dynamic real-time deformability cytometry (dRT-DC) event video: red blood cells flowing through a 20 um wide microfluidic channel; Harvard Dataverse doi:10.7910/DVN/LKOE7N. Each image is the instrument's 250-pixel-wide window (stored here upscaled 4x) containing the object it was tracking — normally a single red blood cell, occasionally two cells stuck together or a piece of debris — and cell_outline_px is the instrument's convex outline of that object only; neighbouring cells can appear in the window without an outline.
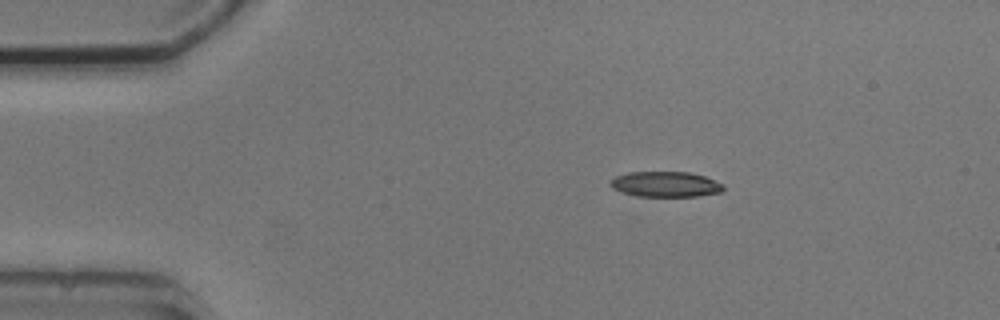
{"species": "common noctule bat (a hibernating species)", "species_latin": "Nyctalus noctula", "temperature_condition": "cold", "stored_images_in_passage": 3, "camera_frame_rate_fps": 3000, "um_per_image_px": 0.085, "animal": {"sex": "male", "body_mass_g": 20.5, "forearm_length_mm": 52.5}, "frame": {"image": 1, "passage_image": 1, "time_ms": 0.0, "image_size_px": [1000, 320], "cell_outline_px": [[724, 188], [720, 192], [696, 196], [636, 196], [612, 188], [608, 184], [608, 180], [616, 176], [628, 172], [688, 172], [704, 176], [724, 184]], "centroid_in_image_um": [56.53, 15.65], "position_along_channel_um": 28.5, "area_um2": 16.7}}